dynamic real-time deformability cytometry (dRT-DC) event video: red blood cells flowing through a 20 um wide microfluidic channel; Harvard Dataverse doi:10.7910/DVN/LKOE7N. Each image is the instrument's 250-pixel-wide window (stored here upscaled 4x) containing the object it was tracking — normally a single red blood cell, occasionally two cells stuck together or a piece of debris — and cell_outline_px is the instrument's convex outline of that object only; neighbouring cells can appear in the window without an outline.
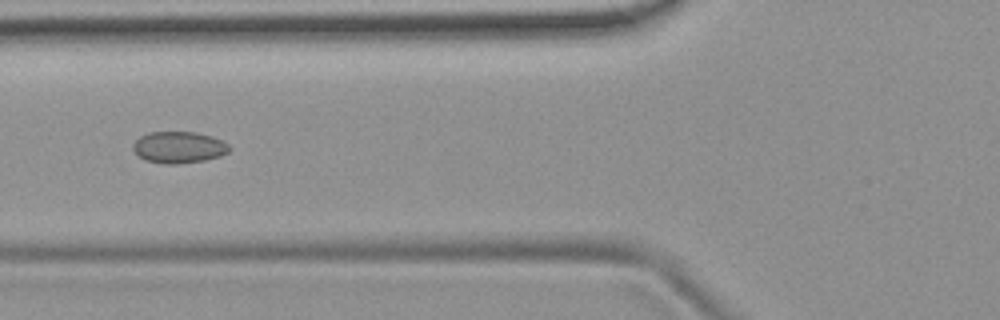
{"species": "common noctule bat (a hibernating species)", "species_latin": "Nyctalus noctula", "temperature_condition": "room temperature", "stored_images_in_passage": 7, "camera_frame_rate_fps": 3000, "um_per_image_px": 0.085, "animal": {"sex": "female", "body_mass_g": 19.9}, "frame": {"image": 1, "passage_image": 4, "time_ms": 3.667, "image_size_px": [1000, 320], "cell_outline_px": [[232, 148], [228, 152], [220, 156], [204, 160], [176, 164], [164, 164], [144, 160], [132, 148], [132, 144], [140, 136], [148, 132], [196, 132], [212, 136], [228, 144]], "centroid_in_image_um": [15.19, 12.52], "position_along_channel_um": 110.6, "area_um2": 17.74}}
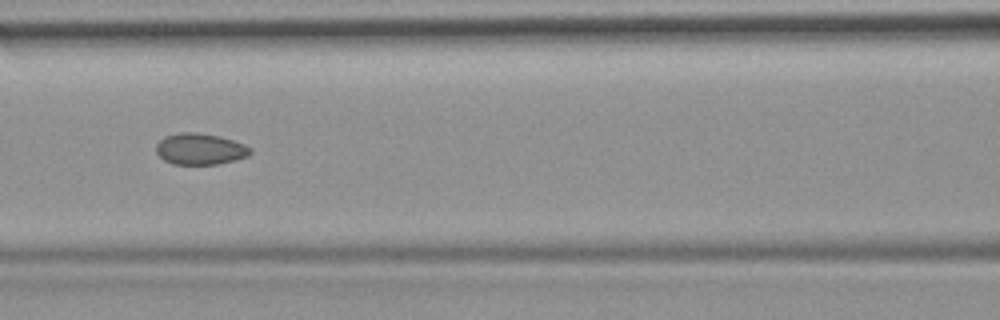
{"frame": {"image": 2, "passage_image": 5, "time_ms": 4.667, "image_size_px": [1000, 320], "cell_outline_px": [[252, 152], [248, 156], [236, 160], [216, 164], [172, 164], [164, 160], [156, 152], [156, 144], [164, 136], [180, 132], [196, 132], [220, 136], [244, 144], [252, 148]], "centroid_in_image_um": [17.01, 12.66], "position_along_channel_um": 149.6, "area_um2": 17.28}}
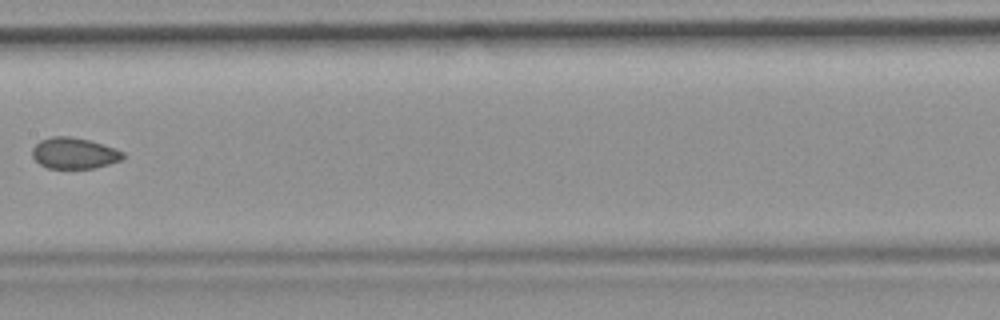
{"frame": {"image": 3, "passage_image": 6, "time_ms": 6.0, "image_size_px": [1000, 320], "cell_outline_px": [[124, 160], [92, 168], [48, 168], [40, 164], [32, 156], [32, 148], [40, 140], [52, 136], [68, 136], [88, 140], [124, 152]], "centroid_in_image_um": [6.28, 13.02], "position_along_channel_um": 201.1, "area_um2": 16.24}}